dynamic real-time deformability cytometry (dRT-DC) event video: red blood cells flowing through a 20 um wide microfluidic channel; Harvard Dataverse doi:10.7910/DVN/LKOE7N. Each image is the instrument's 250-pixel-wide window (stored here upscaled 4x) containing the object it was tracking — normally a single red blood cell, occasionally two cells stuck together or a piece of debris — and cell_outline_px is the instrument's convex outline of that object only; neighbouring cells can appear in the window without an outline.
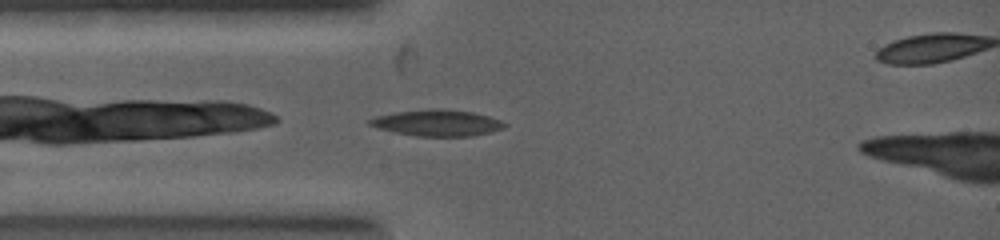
{"species": "common noctule bat (a hibernating species)", "species_latin": "Nyctalus noctula", "temperature_condition": "warm", "stored_images_in_passage": 7, "camera_frame_rate_fps": 5000, "um_per_image_px": 0.085, "animal": {"sex": "female", "body_mass_g": 19.0, "forearm_length_mm": 53.3}, "frame": {"image": 1, "passage_image": 1, "time_ms": 0.0, "image_size_px": [1000, 240], "cell_outline_px": [[508, 124], [504, 128], [492, 132], [472, 136], [416, 136], [376, 128], [368, 124], [368, 120], [376, 116], [396, 112], [440, 108], [472, 112], [488, 116], [500, 120]], "centroid_in_image_um": [37.18, 10.45], "position_along_channel_um": 47.8, "area_um2": 20.58}}